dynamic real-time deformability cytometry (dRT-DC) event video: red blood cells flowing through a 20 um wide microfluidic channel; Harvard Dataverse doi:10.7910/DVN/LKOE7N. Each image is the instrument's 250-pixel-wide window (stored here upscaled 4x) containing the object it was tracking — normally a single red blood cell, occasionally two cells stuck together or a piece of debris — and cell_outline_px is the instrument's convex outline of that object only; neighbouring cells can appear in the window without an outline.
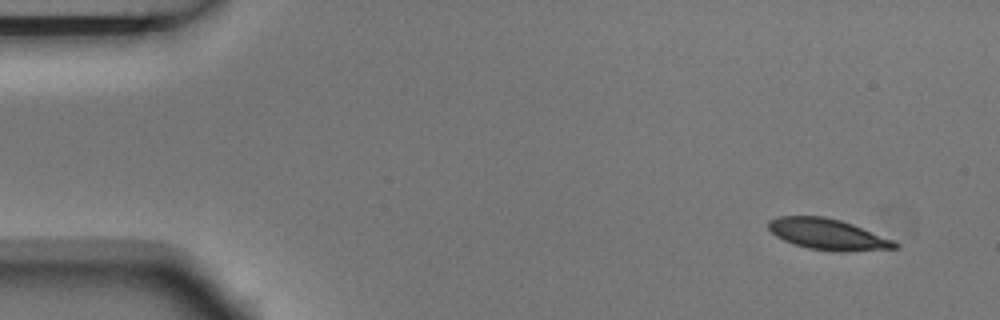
{"species": "Egyptian fruit bat (a non-hibernating species)", "species_latin": "Rousettus aegyptiacus", "temperature_condition": "room temperature", "stored_images_in_passage": 6, "camera_frame_rate_fps": 3000, "um_per_image_px": 0.085, "animal": {"sex": "male"}, "frame": {"image": 1, "passage_image": 1, "time_ms": 0.0, "image_size_px": [1000, 320], "cell_outline_px": [[900, 244], [896, 248], [844, 252], [836, 252], [808, 248], [792, 244], [776, 236], [768, 228], [768, 220], [776, 216], [824, 216], [840, 220], [852, 224], [892, 240]], "centroid_in_image_um": [70.31, 19.91], "position_along_channel_um": 14.7, "area_um2": 22.77}}
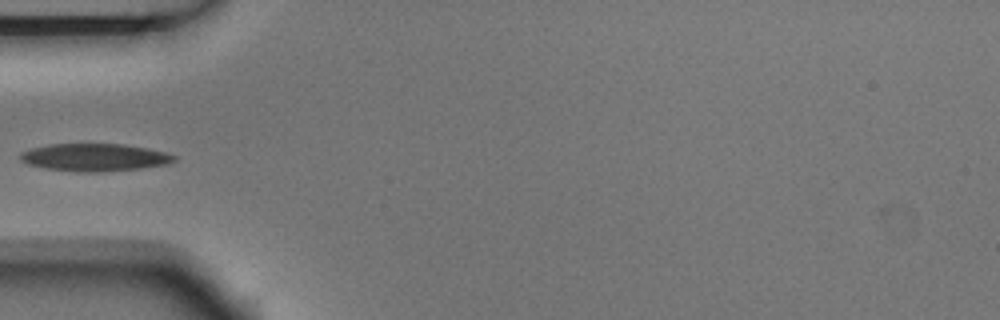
{"frame": {"image": 2, "passage_image": 5, "time_ms": 1.333, "image_size_px": [1000, 320], "cell_outline_px": [[176, 160], [168, 164], [140, 168], [100, 172], [80, 172], [44, 168], [28, 164], [20, 160], [20, 152], [32, 148], [48, 144], [124, 144], [148, 148], [164, 152], [176, 156]], "centroid_in_image_um": [8.03, 13.37], "position_along_channel_um": 77.0, "area_um2": 24.74}}
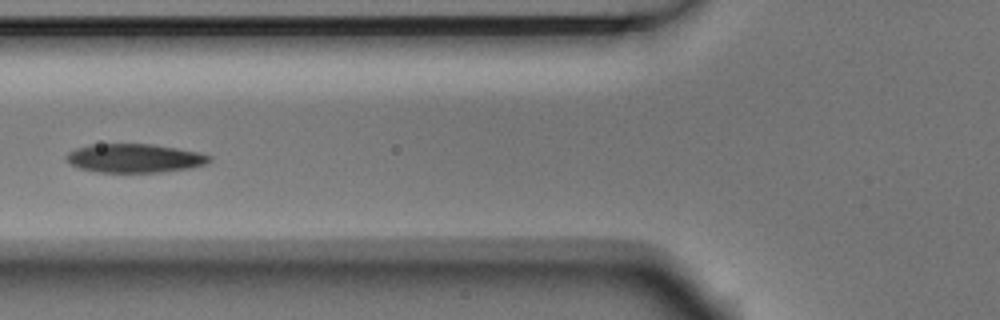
{"frame": {"image": 3, "passage_image": 6, "time_ms": 1.667, "image_size_px": [1000, 320], "cell_outline_px": [[212, 160], [208, 164], [192, 168], [160, 172], [96, 172], [80, 168], [64, 160], [64, 156], [68, 152], [76, 148], [88, 144], [152, 144], [200, 152], [212, 156]], "centroid_in_image_um": [11.45, 13.44], "position_along_channel_um": 114.3, "area_um2": 24.28}}